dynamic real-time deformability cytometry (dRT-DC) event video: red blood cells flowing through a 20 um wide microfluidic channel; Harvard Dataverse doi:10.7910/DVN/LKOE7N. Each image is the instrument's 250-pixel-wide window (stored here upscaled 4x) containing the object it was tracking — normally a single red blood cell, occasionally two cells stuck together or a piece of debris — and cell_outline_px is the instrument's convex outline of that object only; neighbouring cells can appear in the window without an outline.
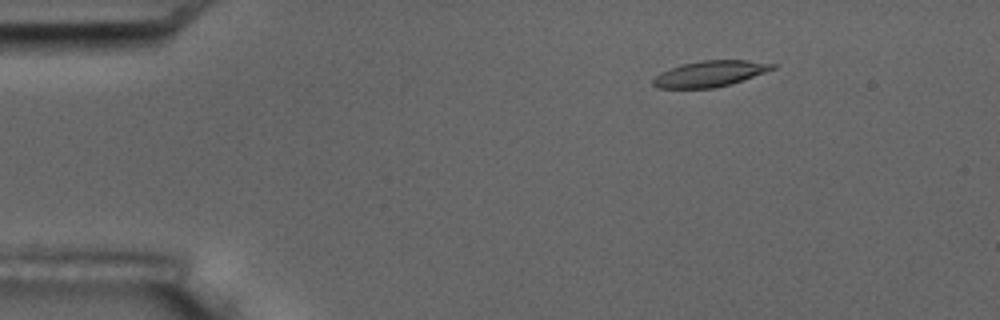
{"species": "common noctule bat (a hibernating species)", "species_latin": "Nyctalus noctula", "temperature_condition": "room temperature", "stored_images_in_passage": 4, "camera_frame_rate_fps": 3000, "um_per_image_px": 0.085, "animal": {"sex": "male", "body_mass_g": 17.5, "forearm_length_mm": 52.3}, "frame": {"image": 1, "passage_image": 1, "time_ms": 0.0, "image_size_px": [1000, 320], "cell_outline_px": [[776, 68], [732, 84], [716, 88], [660, 88], [652, 84], [652, 80], [660, 72], [668, 68], [680, 64], [704, 60], [748, 60], [776, 64]], "centroid_in_image_um": [60.34, 6.26], "position_along_channel_um": 24.7, "area_um2": 18.15}}
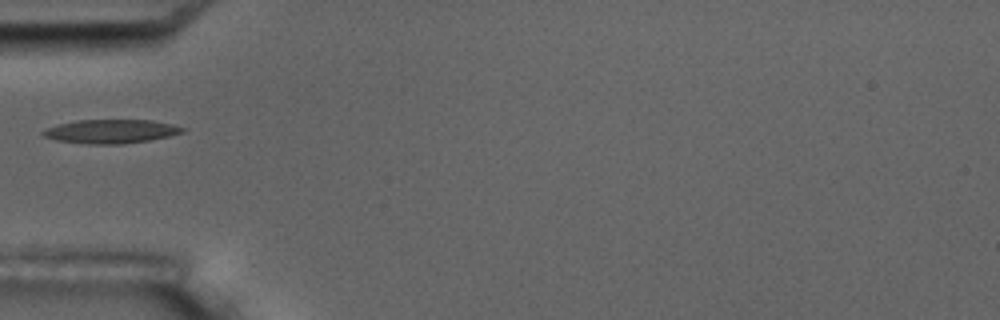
{"frame": {"image": 2, "passage_image": 4, "time_ms": 3.333, "image_size_px": [1000, 320], "cell_outline_px": [[184, 132], [168, 136], [148, 140], [120, 144], [88, 144], [56, 140], [44, 136], [40, 132], [44, 128], [56, 124], [76, 120], [152, 120], [172, 124], [184, 128]], "centroid_in_image_um": [9.36, 11.16], "position_along_channel_um": 75.6, "area_um2": 19.36}}